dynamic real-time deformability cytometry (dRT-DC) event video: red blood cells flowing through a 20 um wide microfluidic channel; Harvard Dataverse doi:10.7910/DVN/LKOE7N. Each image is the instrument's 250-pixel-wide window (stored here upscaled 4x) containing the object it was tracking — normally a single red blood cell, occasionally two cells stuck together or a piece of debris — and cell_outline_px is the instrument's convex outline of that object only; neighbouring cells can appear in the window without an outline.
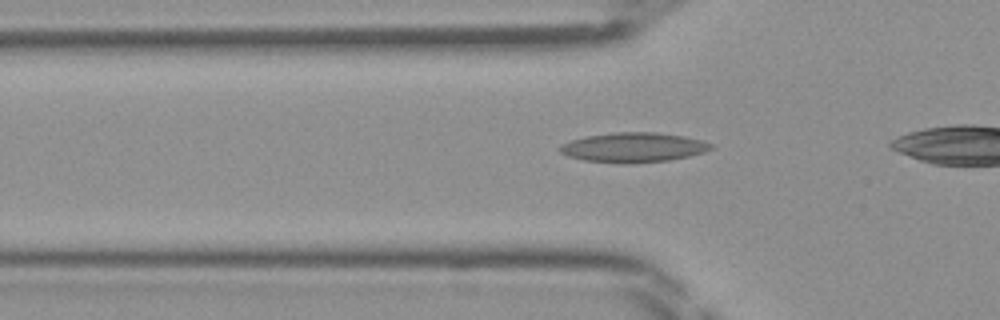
{"species": "Egyptian fruit bat (a non-hibernating species)", "species_latin": "Rousettus aegyptiacus", "temperature_condition": "room temperature", "stored_images_in_passage": 25, "camera_frame_rate_fps": 3000, "um_per_image_px": 0.085, "frame": {"image": 1, "passage_image": 11, "time_ms": 3.333, "image_size_px": [1000, 320], "cell_outline_px": [[712, 148], [704, 152], [688, 156], [668, 160], [628, 164], [620, 164], [584, 160], [568, 156], [560, 152], [560, 144], [572, 140], [588, 136], [612, 132], [656, 132], [684, 136], [700, 140], [712, 144]], "centroid_in_image_um": [53.82, 12.53], "position_along_channel_um": 72.0, "area_um2": 26.07}}
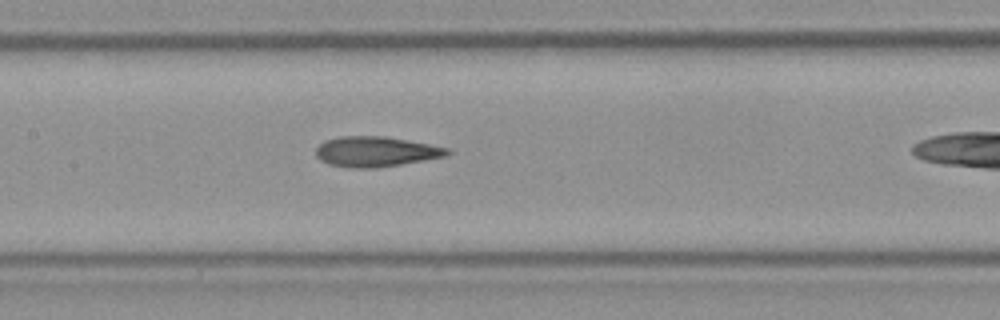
{"frame": {"image": 2, "passage_image": 18, "time_ms": 5.667, "image_size_px": [1000, 320], "cell_outline_px": [[452, 152], [448, 156], [376, 168], [352, 168], [328, 164], [320, 160], [316, 156], [316, 148], [324, 140], [340, 136], [384, 136], [452, 148]], "centroid_in_image_um": [31.96, 12.88], "position_along_channel_um": 175.4, "area_um2": 23.29}}
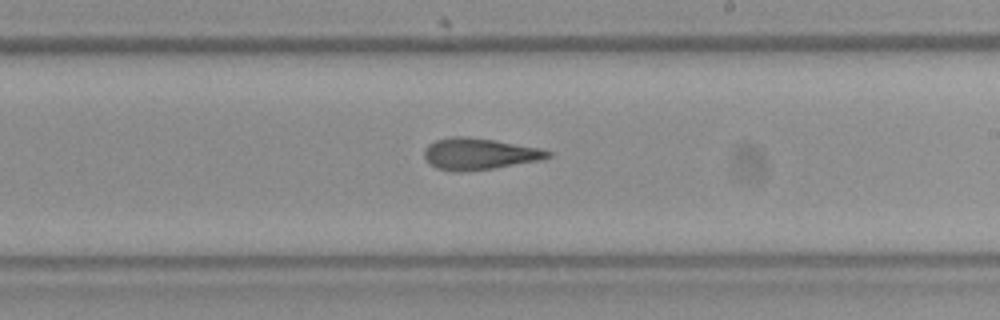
{"frame": {"image": 3, "passage_image": 23, "time_ms": 7.333, "image_size_px": [1000, 320], "cell_outline_px": [[552, 156], [540, 160], [492, 168], [460, 172], [452, 172], [436, 168], [424, 156], [424, 148], [428, 144], [436, 140], [452, 136], [464, 136], [496, 140], [540, 148], [552, 152]], "centroid_in_image_um": [40.73, 13.07], "position_along_channel_um": 248.3, "area_um2": 22.66}}